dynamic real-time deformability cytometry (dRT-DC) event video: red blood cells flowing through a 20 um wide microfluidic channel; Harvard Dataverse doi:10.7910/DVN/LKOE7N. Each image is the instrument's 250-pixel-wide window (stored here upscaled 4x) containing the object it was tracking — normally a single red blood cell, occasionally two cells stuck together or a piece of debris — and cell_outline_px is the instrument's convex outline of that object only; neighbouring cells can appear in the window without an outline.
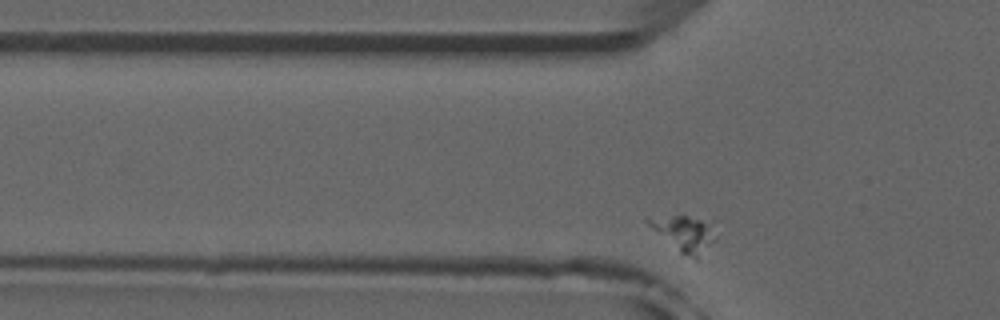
{"species": "common noctule bat (a hibernating species)", "species_latin": "Nyctalus noctula", "temperature_condition": "room temperature", "stored_images_in_passage": 43, "camera_frame_rate_fps": 3000, "um_per_image_px": 0.085, "animal": {"sex": "male", "forearm_length_mm": 52.5}, "frame": {"image": 1, "passage_image": 2, "time_ms": 0.333, "image_size_px": [1000, 320], "cell_outline_px": [[716, 240], [696, 260], [680, 252], [652, 228], [648, 224], [648, 220], [680, 212], [684, 212], [700, 220], [716, 236]], "centroid_in_image_um": [58.17, 19.83], "position_along_channel_um": 67.6, "area_um2": 13.41}}
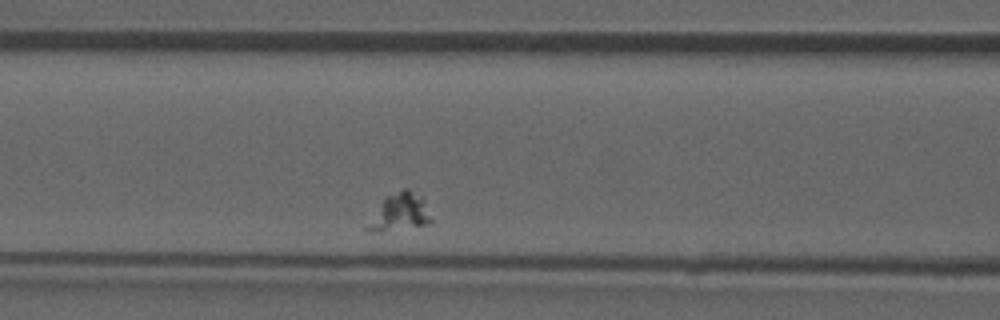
{"frame": {"image": 2, "passage_image": 8, "time_ms": 2.333, "image_size_px": [1000, 320], "cell_outline_px": [[432, 220], [428, 224], [380, 232], [368, 232], [364, 228], [384, 196], [404, 188], [408, 188], [420, 196], [424, 200]], "centroid_in_image_um": [33.93, 18.04], "position_along_channel_um": 132.7, "area_um2": 13.93}}
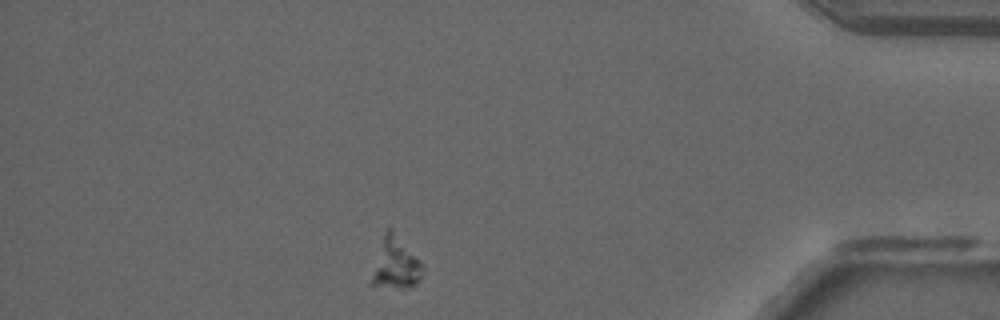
{"frame": {"image": 3, "passage_image": 35, "time_ms": 11.333, "image_size_px": [1000, 320], "cell_outline_px": [[424, 268], [416, 284], [412, 288], [396, 288], [368, 284], [384, 232], [388, 228], [392, 228]], "centroid_in_image_um": [33.59, 22.43], "position_along_channel_um": 401.6, "area_um2": 14.97}}